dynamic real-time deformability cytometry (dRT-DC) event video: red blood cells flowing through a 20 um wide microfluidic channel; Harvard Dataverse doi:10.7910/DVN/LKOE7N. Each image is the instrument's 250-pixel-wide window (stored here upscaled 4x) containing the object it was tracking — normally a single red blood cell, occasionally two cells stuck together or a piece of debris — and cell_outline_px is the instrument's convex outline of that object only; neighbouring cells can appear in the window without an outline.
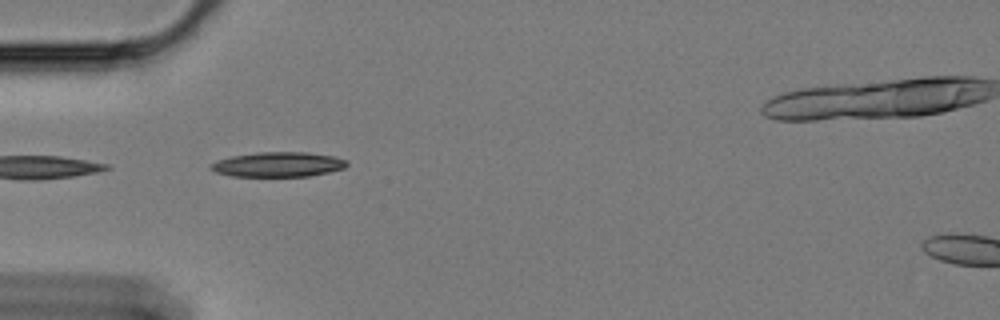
{"species": "Egyptian fruit bat (a non-hibernating species)", "species_latin": "Rousettus aegyptiacus", "temperature_condition": "cold", "stored_images_in_passage": 16, "camera_frame_rate_fps": 3000, "um_per_image_px": 0.085, "animal": {"sex": "female"}, "frame": {"image": 1, "passage_image": 1, "time_ms": 0.0, "image_size_px": [1000, 320], "cell_outline_px": [[348, 164], [344, 168], [328, 172], [308, 176], [232, 176], [216, 172], [208, 168], [216, 160], [232, 156], [256, 152], [308, 152], [332, 156], [348, 160]], "centroid_in_image_um": [23.63, 13.97], "position_along_channel_um": 61.4, "area_um2": 19.65}}
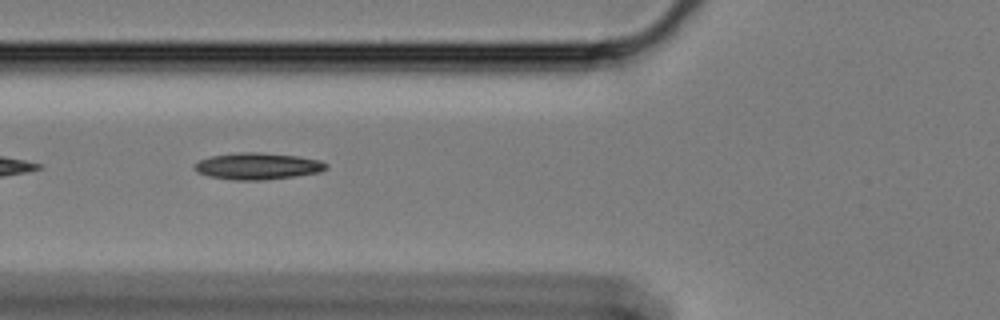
{"frame": {"image": 2, "passage_image": 5, "time_ms": 1.333, "image_size_px": [1000, 320], "cell_outline_px": [[328, 168], [320, 172], [296, 176], [264, 180], [232, 180], [208, 176], [196, 172], [192, 164], [200, 160], [212, 156], [236, 152], [260, 152], [300, 156], [320, 160], [328, 164]], "centroid_in_image_um": [21.9, 14.12], "position_along_channel_um": 103.9, "area_um2": 20.75}}
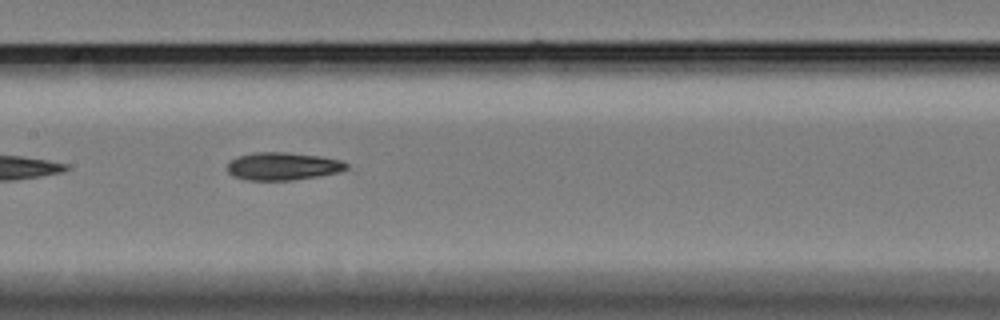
{"frame": {"image": 3, "passage_image": 12, "time_ms": 3.667, "image_size_px": [1000, 320], "cell_outline_px": [[348, 168], [336, 172], [320, 176], [292, 180], [248, 180], [232, 176], [228, 172], [228, 160], [236, 156], [252, 152], [284, 152], [320, 156], [340, 160], [348, 164]], "centroid_in_image_um": [23.98, 14.12], "position_along_channel_um": 183.4, "area_um2": 19.36}}